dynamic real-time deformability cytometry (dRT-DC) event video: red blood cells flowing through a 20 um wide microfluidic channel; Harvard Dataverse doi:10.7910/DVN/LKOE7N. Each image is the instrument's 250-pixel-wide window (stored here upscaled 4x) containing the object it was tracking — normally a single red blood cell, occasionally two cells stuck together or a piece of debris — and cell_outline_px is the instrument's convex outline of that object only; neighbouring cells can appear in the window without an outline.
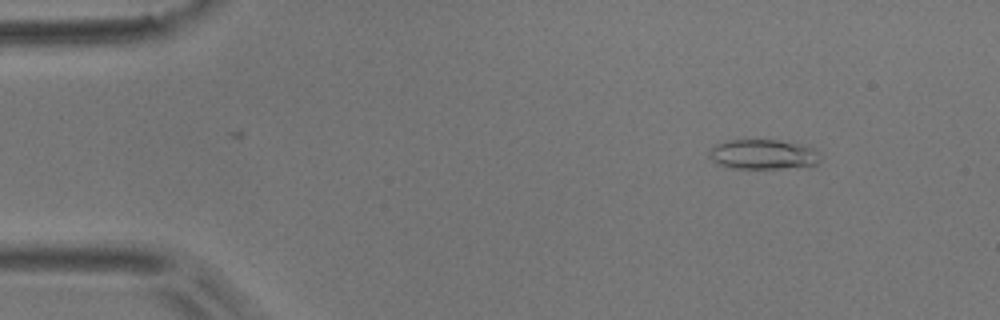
{"species": "common noctule bat (a hibernating species)", "species_latin": "Nyctalus noctula", "temperature_condition": "room temperature", "stored_images_in_passage": 7, "camera_frame_rate_fps": 3000, "um_per_image_px": 0.085, "animal": {"sex": "male", "body_mass_g": 17.9}, "frame": {"image": 1, "passage_image": 2, "time_ms": 0.333, "image_size_px": [1000, 320], "cell_outline_px": [[820, 160], [816, 164], [776, 168], [732, 168], [720, 164], [712, 160], [708, 156], [708, 152], [716, 144], [724, 140], [792, 140], [812, 148], [820, 152]], "centroid_in_image_um": [64.87, 13.09], "position_along_channel_um": 20.1, "area_um2": 19.36}}
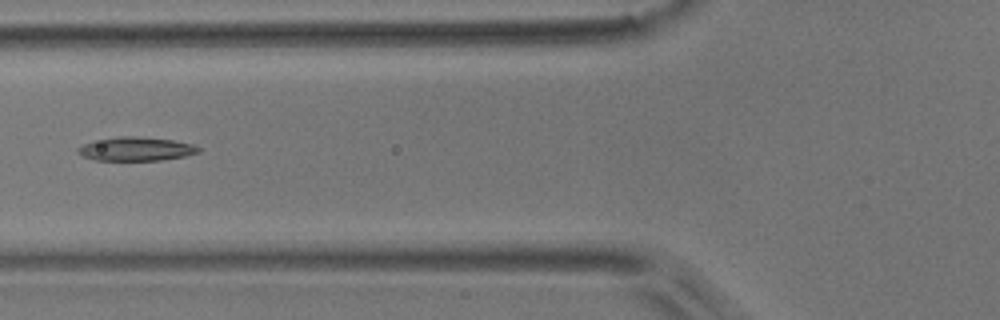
{"frame": {"image": 2, "passage_image": 6, "time_ms": 1.667, "image_size_px": [1000, 320], "cell_outline_px": [[200, 152], [184, 156], [160, 160], [96, 160], [84, 156], [76, 152], [76, 148], [84, 144], [120, 136], [132, 136], [172, 140], [192, 144], [200, 148]], "centroid_in_image_um": [11.58, 12.67], "position_along_channel_um": 114.2, "area_um2": 16.3}}
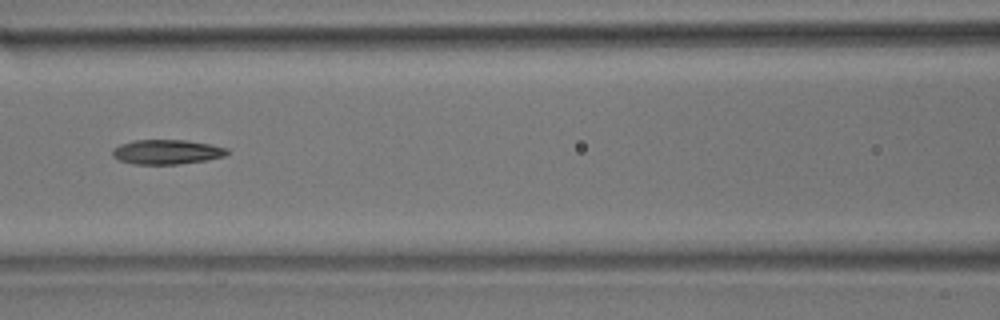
{"frame": {"image": 3, "passage_image": 7, "time_ms": 2.0, "image_size_px": [1000, 320], "cell_outline_px": [[228, 152], [224, 156], [208, 160], [180, 164], [136, 164], [120, 160], [112, 156], [112, 148], [120, 144], [132, 140], [188, 140], [228, 148]], "centroid_in_image_um": [14.16, 12.91], "position_along_channel_um": 152.4, "area_um2": 16.47}}